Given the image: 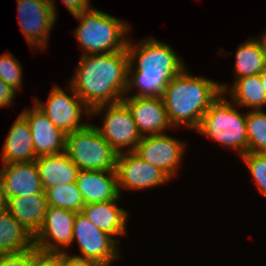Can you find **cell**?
Here are the masks:
<instances>
[{
	"mask_svg": "<svg viewBox=\"0 0 266 266\" xmlns=\"http://www.w3.org/2000/svg\"><path fill=\"white\" fill-rule=\"evenodd\" d=\"M69 86L90 108L120 102L126 96L129 60L127 49L81 55Z\"/></svg>",
	"mask_w": 266,
	"mask_h": 266,
	"instance_id": "obj_1",
	"label": "cell"
},
{
	"mask_svg": "<svg viewBox=\"0 0 266 266\" xmlns=\"http://www.w3.org/2000/svg\"><path fill=\"white\" fill-rule=\"evenodd\" d=\"M127 53L129 68L126 95L132 92L133 87L138 89L133 96H161L169 81L186 67L171 46L156 38L147 37L139 43H133L129 38Z\"/></svg>",
	"mask_w": 266,
	"mask_h": 266,
	"instance_id": "obj_2",
	"label": "cell"
},
{
	"mask_svg": "<svg viewBox=\"0 0 266 266\" xmlns=\"http://www.w3.org/2000/svg\"><path fill=\"white\" fill-rule=\"evenodd\" d=\"M185 67L165 87L161 97L173 128L197 129L201 118L222 93L220 83L188 73Z\"/></svg>",
	"mask_w": 266,
	"mask_h": 266,
	"instance_id": "obj_3",
	"label": "cell"
},
{
	"mask_svg": "<svg viewBox=\"0 0 266 266\" xmlns=\"http://www.w3.org/2000/svg\"><path fill=\"white\" fill-rule=\"evenodd\" d=\"M73 17L80 21L73 34L85 51L82 55L106 54L127 49V33L130 31L127 22L93 7Z\"/></svg>",
	"mask_w": 266,
	"mask_h": 266,
	"instance_id": "obj_4",
	"label": "cell"
},
{
	"mask_svg": "<svg viewBox=\"0 0 266 266\" xmlns=\"http://www.w3.org/2000/svg\"><path fill=\"white\" fill-rule=\"evenodd\" d=\"M222 92L201 118L196 129L217 143L238 151L240 157L248 152L247 113H240Z\"/></svg>",
	"mask_w": 266,
	"mask_h": 266,
	"instance_id": "obj_5",
	"label": "cell"
},
{
	"mask_svg": "<svg viewBox=\"0 0 266 266\" xmlns=\"http://www.w3.org/2000/svg\"><path fill=\"white\" fill-rule=\"evenodd\" d=\"M65 152L79 170H116L117 153L94 124L67 134Z\"/></svg>",
	"mask_w": 266,
	"mask_h": 266,
	"instance_id": "obj_6",
	"label": "cell"
},
{
	"mask_svg": "<svg viewBox=\"0 0 266 266\" xmlns=\"http://www.w3.org/2000/svg\"><path fill=\"white\" fill-rule=\"evenodd\" d=\"M101 112L102 114L105 113L103 125L102 127L95 125L99 134L117 154L126 151L127 148L128 152L135 151L142 136L138 131L129 108L122 101L104 104L91 109V116L99 115Z\"/></svg>",
	"mask_w": 266,
	"mask_h": 266,
	"instance_id": "obj_7",
	"label": "cell"
},
{
	"mask_svg": "<svg viewBox=\"0 0 266 266\" xmlns=\"http://www.w3.org/2000/svg\"><path fill=\"white\" fill-rule=\"evenodd\" d=\"M69 89L72 96L56 85L51 89L46 103L37 98L34 100L35 105L50 119L55 127L66 135L88 124L81 122L82 115L86 114L88 118L91 117V109L74 92L71 86Z\"/></svg>",
	"mask_w": 266,
	"mask_h": 266,
	"instance_id": "obj_8",
	"label": "cell"
},
{
	"mask_svg": "<svg viewBox=\"0 0 266 266\" xmlns=\"http://www.w3.org/2000/svg\"><path fill=\"white\" fill-rule=\"evenodd\" d=\"M56 0H17L19 26L31 48L46 49L56 21Z\"/></svg>",
	"mask_w": 266,
	"mask_h": 266,
	"instance_id": "obj_9",
	"label": "cell"
},
{
	"mask_svg": "<svg viewBox=\"0 0 266 266\" xmlns=\"http://www.w3.org/2000/svg\"><path fill=\"white\" fill-rule=\"evenodd\" d=\"M77 240L81 258L98 261L103 266H110L111 262L120 259L118 242L109 234L96 227L81 212L76 214L73 225V238Z\"/></svg>",
	"mask_w": 266,
	"mask_h": 266,
	"instance_id": "obj_10",
	"label": "cell"
},
{
	"mask_svg": "<svg viewBox=\"0 0 266 266\" xmlns=\"http://www.w3.org/2000/svg\"><path fill=\"white\" fill-rule=\"evenodd\" d=\"M116 174L120 195L122 194V188L145 190L160 186L171 180L159 167L144 161L134 151L117 154Z\"/></svg>",
	"mask_w": 266,
	"mask_h": 266,
	"instance_id": "obj_11",
	"label": "cell"
},
{
	"mask_svg": "<svg viewBox=\"0 0 266 266\" xmlns=\"http://www.w3.org/2000/svg\"><path fill=\"white\" fill-rule=\"evenodd\" d=\"M185 144L170 135L143 136L134 151L144 161L159 167L171 179L183 160Z\"/></svg>",
	"mask_w": 266,
	"mask_h": 266,
	"instance_id": "obj_12",
	"label": "cell"
},
{
	"mask_svg": "<svg viewBox=\"0 0 266 266\" xmlns=\"http://www.w3.org/2000/svg\"><path fill=\"white\" fill-rule=\"evenodd\" d=\"M76 212L54 206H47L40 231L34 237V246L48 252H65L73 238Z\"/></svg>",
	"mask_w": 266,
	"mask_h": 266,
	"instance_id": "obj_13",
	"label": "cell"
},
{
	"mask_svg": "<svg viewBox=\"0 0 266 266\" xmlns=\"http://www.w3.org/2000/svg\"><path fill=\"white\" fill-rule=\"evenodd\" d=\"M130 110L141 136L165 134L172 127L161 96L126 95L121 100Z\"/></svg>",
	"mask_w": 266,
	"mask_h": 266,
	"instance_id": "obj_14",
	"label": "cell"
},
{
	"mask_svg": "<svg viewBox=\"0 0 266 266\" xmlns=\"http://www.w3.org/2000/svg\"><path fill=\"white\" fill-rule=\"evenodd\" d=\"M0 169V186L2 196L25 197L43 190L36 162L6 163Z\"/></svg>",
	"mask_w": 266,
	"mask_h": 266,
	"instance_id": "obj_15",
	"label": "cell"
},
{
	"mask_svg": "<svg viewBox=\"0 0 266 266\" xmlns=\"http://www.w3.org/2000/svg\"><path fill=\"white\" fill-rule=\"evenodd\" d=\"M21 114L29 123L37 157L65 152L66 134L56 128L35 104L33 109L25 108Z\"/></svg>",
	"mask_w": 266,
	"mask_h": 266,
	"instance_id": "obj_16",
	"label": "cell"
},
{
	"mask_svg": "<svg viewBox=\"0 0 266 266\" xmlns=\"http://www.w3.org/2000/svg\"><path fill=\"white\" fill-rule=\"evenodd\" d=\"M76 185L85 204L107 202L121 196L116 170H79Z\"/></svg>",
	"mask_w": 266,
	"mask_h": 266,
	"instance_id": "obj_17",
	"label": "cell"
},
{
	"mask_svg": "<svg viewBox=\"0 0 266 266\" xmlns=\"http://www.w3.org/2000/svg\"><path fill=\"white\" fill-rule=\"evenodd\" d=\"M47 206L46 193L9 197L5 202V208L33 238L43 225Z\"/></svg>",
	"mask_w": 266,
	"mask_h": 266,
	"instance_id": "obj_18",
	"label": "cell"
},
{
	"mask_svg": "<svg viewBox=\"0 0 266 266\" xmlns=\"http://www.w3.org/2000/svg\"><path fill=\"white\" fill-rule=\"evenodd\" d=\"M1 156L2 164L32 162L37 158L29 123L21 113L6 136Z\"/></svg>",
	"mask_w": 266,
	"mask_h": 266,
	"instance_id": "obj_19",
	"label": "cell"
},
{
	"mask_svg": "<svg viewBox=\"0 0 266 266\" xmlns=\"http://www.w3.org/2000/svg\"><path fill=\"white\" fill-rule=\"evenodd\" d=\"M120 196L111 201L100 203L85 204L81 213L87 217L96 227L111 235L117 242L114 236L126 235L127 233V218L129 213L117 206V201Z\"/></svg>",
	"mask_w": 266,
	"mask_h": 266,
	"instance_id": "obj_20",
	"label": "cell"
},
{
	"mask_svg": "<svg viewBox=\"0 0 266 266\" xmlns=\"http://www.w3.org/2000/svg\"><path fill=\"white\" fill-rule=\"evenodd\" d=\"M43 190L49 187L76 182L79 168L66 152L39 156L35 160Z\"/></svg>",
	"mask_w": 266,
	"mask_h": 266,
	"instance_id": "obj_21",
	"label": "cell"
},
{
	"mask_svg": "<svg viewBox=\"0 0 266 266\" xmlns=\"http://www.w3.org/2000/svg\"><path fill=\"white\" fill-rule=\"evenodd\" d=\"M220 85L224 94L230 92L228 94L236 106H245L252 111L263 110L266 105V93L259 74L236 79L230 88L224 83Z\"/></svg>",
	"mask_w": 266,
	"mask_h": 266,
	"instance_id": "obj_22",
	"label": "cell"
},
{
	"mask_svg": "<svg viewBox=\"0 0 266 266\" xmlns=\"http://www.w3.org/2000/svg\"><path fill=\"white\" fill-rule=\"evenodd\" d=\"M34 246V238L5 208L0 211V254L18 253Z\"/></svg>",
	"mask_w": 266,
	"mask_h": 266,
	"instance_id": "obj_23",
	"label": "cell"
},
{
	"mask_svg": "<svg viewBox=\"0 0 266 266\" xmlns=\"http://www.w3.org/2000/svg\"><path fill=\"white\" fill-rule=\"evenodd\" d=\"M235 60V80L260 74L266 67V55L261 40L252 37L241 43L236 50Z\"/></svg>",
	"mask_w": 266,
	"mask_h": 266,
	"instance_id": "obj_24",
	"label": "cell"
},
{
	"mask_svg": "<svg viewBox=\"0 0 266 266\" xmlns=\"http://www.w3.org/2000/svg\"><path fill=\"white\" fill-rule=\"evenodd\" d=\"M48 206L81 212L85 205L76 182L49 187L46 191Z\"/></svg>",
	"mask_w": 266,
	"mask_h": 266,
	"instance_id": "obj_25",
	"label": "cell"
},
{
	"mask_svg": "<svg viewBox=\"0 0 266 266\" xmlns=\"http://www.w3.org/2000/svg\"><path fill=\"white\" fill-rule=\"evenodd\" d=\"M248 152L266 153V112L250 110L246 116Z\"/></svg>",
	"mask_w": 266,
	"mask_h": 266,
	"instance_id": "obj_26",
	"label": "cell"
},
{
	"mask_svg": "<svg viewBox=\"0 0 266 266\" xmlns=\"http://www.w3.org/2000/svg\"><path fill=\"white\" fill-rule=\"evenodd\" d=\"M22 66L10 52L0 56V78L15 92L22 88Z\"/></svg>",
	"mask_w": 266,
	"mask_h": 266,
	"instance_id": "obj_27",
	"label": "cell"
},
{
	"mask_svg": "<svg viewBox=\"0 0 266 266\" xmlns=\"http://www.w3.org/2000/svg\"><path fill=\"white\" fill-rule=\"evenodd\" d=\"M241 159L252 174L257 189L266 197V153L247 152Z\"/></svg>",
	"mask_w": 266,
	"mask_h": 266,
	"instance_id": "obj_28",
	"label": "cell"
},
{
	"mask_svg": "<svg viewBox=\"0 0 266 266\" xmlns=\"http://www.w3.org/2000/svg\"><path fill=\"white\" fill-rule=\"evenodd\" d=\"M35 246L18 253L0 254V266H33Z\"/></svg>",
	"mask_w": 266,
	"mask_h": 266,
	"instance_id": "obj_29",
	"label": "cell"
},
{
	"mask_svg": "<svg viewBox=\"0 0 266 266\" xmlns=\"http://www.w3.org/2000/svg\"><path fill=\"white\" fill-rule=\"evenodd\" d=\"M33 266H66V251L48 252L35 247Z\"/></svg>",
	"mask_w": 266,
	"mask_h": 266,
	"instance_id": "obj_30",
	"label": "cell"
},
{
	"mask_svg": "<svg viewBox=\"0 0 266 266\" xmlns=\"http://www.w3.org/2000/svg\"><path fill=\"white\" fill-rule=\"evenodd\" d=\"M16 93L11 87H9L1 78H0V107L10 106L16 96Z\"/></svg>",
	"mask_w": 266,
	"mask_h": 266,
	"instance_id": "obj_31",
	"label": "cell"
},
{
	"mask_svg": "<svg viewBox=\"0 0 266 266\" xmlns=\"http://www.w3.org/2000/svg\"><path fill=\"white\" fill-rule=\"evenodd\" d=\"M71 15H75L84 10L90 9V0H61Z\"/></svg>",
	"mask_w": 266,
	"mask_h": 266,
	"instance_id": "obj_32",
	"label": "cell"
},
{
	"mask_svg": "<svg viewBox=\"0 0 266 266\" xmlns=\"http://www.w3.org/2000/svg\"><path fill=\"white\" fill-rule=\"evenodd\" d=\"M66 266H103L98 261L81 258L74 256V254L70 255L69 252L66 251Z\"/></svg>",
	"mask_w": 266,
	"mask_h": 266,
	"instance_id": "obj_33",
	"label": "cell"
},
{
	"mask_svg": "<svg viewBox=\"0 0 266 266\" xmlns=\"http://www.w3.org/2000/svg\"><path fill=\"white\" fill-rule=\"evenodd\" d=\"M259 77L261 79L262 85L264 87V91L266 93V67L263 69V71L259 74Z\"/></svg>",
	"mask_w": 266,
	"mask_h": 266,
	"instance_id": "obj_34",
	"label": "cell"
},
{
	"mask_svg": "<svg viewBox=\"0 0 266 266\" xmlns=\"http://www.w3.org/2000/svg\"><path fill=\"white\" fill-rule=\"evenodd\" d=\"M6 200L2 196L1 186H0V211L5 209Z\"/></svg>",
	"mask_w": 266,
	"mask_h": 266,
	"instance_id": "obj_35",
	"label": "cell"
},
{
	"mask_svg": "<svg viewBox=\"0 0 266 266\" xmlns=\"http://www.w3.org/2000/svg\"><path fill=\"white\" fill-rule=\"evenodd\" d=\"M260 40L263 44V47H264V51H265V55H266V31L265 33L262 35V37L260 36Z\"/></svg>",
	"mask_w": 266,
	"mask_h": 266,
	"instance_id": "obj_36",
	"label": "cell"
}]
</instances>
